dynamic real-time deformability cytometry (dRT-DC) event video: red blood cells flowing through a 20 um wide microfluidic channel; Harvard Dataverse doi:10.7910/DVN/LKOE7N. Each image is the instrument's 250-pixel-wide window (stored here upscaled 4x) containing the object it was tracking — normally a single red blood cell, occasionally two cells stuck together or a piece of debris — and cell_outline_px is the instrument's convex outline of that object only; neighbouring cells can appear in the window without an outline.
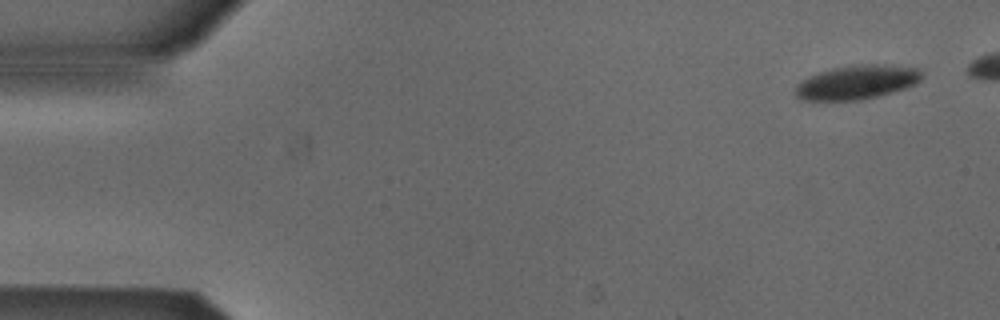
{"species": "Egyptian fruit bat (a non-hibernating species)", "species_latin": "Rousettus aegyptiacus", "temperature_condition": "cold", "stored_images_in_passage": 45, "camera_frame_rate_fps": 3000, "um_per_image_px": 0.085, "animal": {"sex": "male"}, "frame": {"image": 1, "passage_image": 1, "time_ms": 0.0, "image_size_px": [1000, 320], "cell_outline_px": [[924, 76], [916, 84], [880, 96], [860, 100], [800, 100], [796, 96], [796, 84], [800, 80], [808, 76], [832, 68], [856, 64], [892, 64], [920, 68]], "centroid_in_image_um": [72.87, 6.97], "position_along_channel_um": 12.1, "area_um2": 25.49}}
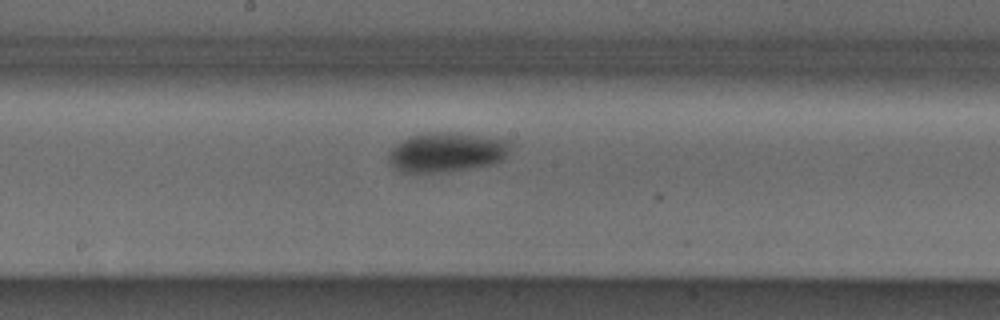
{"frame": {"image": 2, "passage_image": 26, "time_ms": 8.333, "image_size_px": [1000, 320], "cell_outline_px": [[512, 144], [504, 160], [492, 164], [448, 172], [400, 172], [392, 168], [388, 160], [388, 152], [396, 144], [412, 136], [428, 132], [452, 132], [512, 140]], "centroid_in_image_um": [37.98, 12.94], "position_along_channel_um": 210.2, "area_um2": 28.38}}
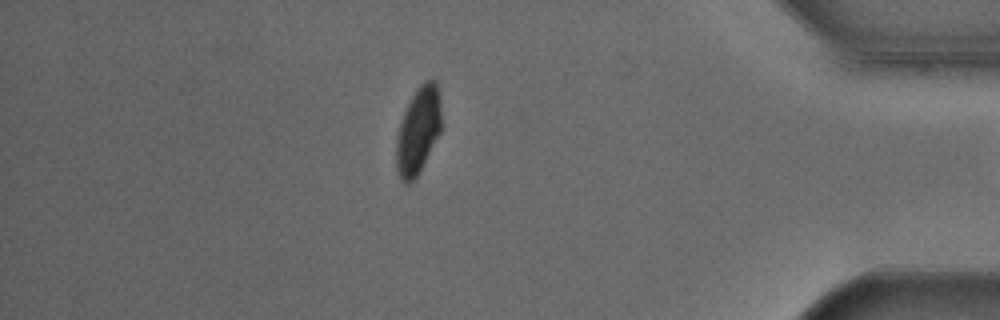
{"frame": {"image": 3, "passage_image": 44, "time_ms": 14.333, "image_size_px": [1000, 320], "cell_outline_px": [[440, 132], [416, 176], [408, 184], [404, 184], [400, 180], [396, 168], [396, 140], [400, 124], [404, 112], [416, 88], [424, 80], [436, 80], [440, 100]], "centroid_in_image_um": [35.52, 11.08], "position_along_channel_um": 399.7, "area_um2": 22.43}}